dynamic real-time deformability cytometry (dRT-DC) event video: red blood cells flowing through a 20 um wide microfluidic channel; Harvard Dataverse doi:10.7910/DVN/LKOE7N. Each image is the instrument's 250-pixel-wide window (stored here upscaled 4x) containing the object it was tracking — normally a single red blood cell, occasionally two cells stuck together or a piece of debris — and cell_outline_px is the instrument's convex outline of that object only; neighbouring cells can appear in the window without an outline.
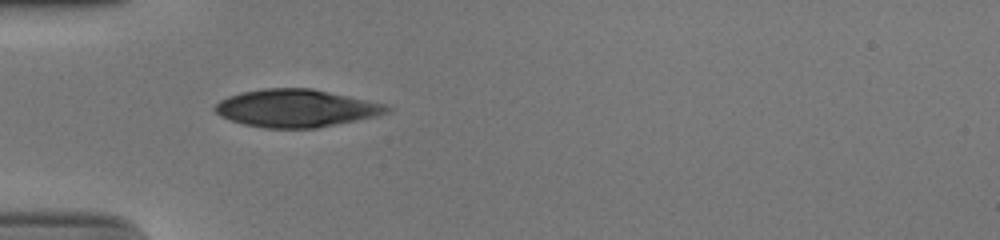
{"species": "human", "species_latin": "Homo sapiens", "temperature_condition": "cold", "stored_images_in_passage": 36, "camera_frame_rate_fps": 3000, "um_per_image_px": 0.085, "donor": {"sex": "male"}, "frame": {"image": 1, "passage_image": 1, "time_ms": 0.0, "image_size_px": [1000, 240], "cell_outline_px": [[392, 112], [376, 116], [316, 128], [264, 128], [244, 124], [220, 116], [212, 108], [220, 100], [228, 96], [240, 92], [264, 88], [312, 88], [384, 104], [392, 108]], "centroid_in_image_um": [25.15, 9.19], "position_along_channel_um": 59.9, "area_um2": 37.63}}
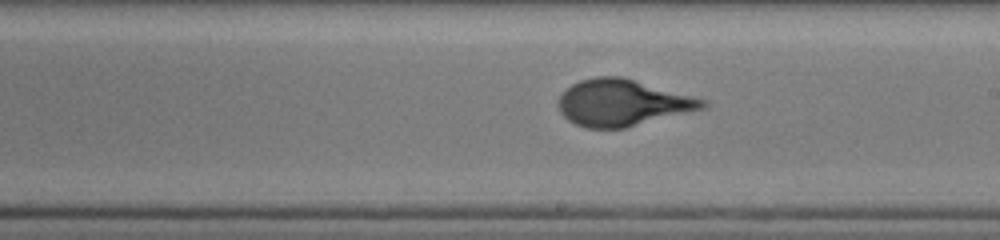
{"frame": {"image": 2, "passage_image": 15, "time_ms": 4.667, "image_size_px": [1000, 240], "cell_outline_px": [[708, 108], [624, 128], [588, 128], [576, 124], [568, 120], [560, 112], [560, 96], [572, 84], [580, 80], [596, 76], [620, 76], [704, 100], [708, 104]], "centroid_in_image_um": [52.91, 8.74], "position_along_channel_um": 236.1, "area_um2": 38.49}}
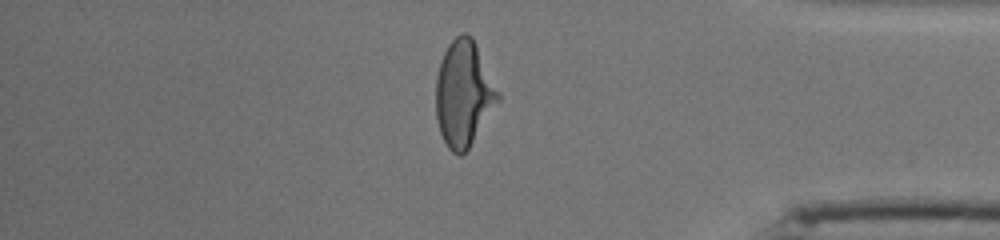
{"frame": {"image": 3, "passage_image": 29, "time_ms": 9.333, "image_size_px": [1000, 240], "cell_outline_px": [[500, 100], [468, 148], [460, 156], [452, 152], [448, 148], [440, 132], [436, 116], [436, 76], [444, 52], [448, 44], [456, 36], [464, 32], [472, 36], [500, 92]], "centroid_in_image_um": [39.42, 7.95], "position_along_channel_um": 395.8, "area_um2": 38.09}}